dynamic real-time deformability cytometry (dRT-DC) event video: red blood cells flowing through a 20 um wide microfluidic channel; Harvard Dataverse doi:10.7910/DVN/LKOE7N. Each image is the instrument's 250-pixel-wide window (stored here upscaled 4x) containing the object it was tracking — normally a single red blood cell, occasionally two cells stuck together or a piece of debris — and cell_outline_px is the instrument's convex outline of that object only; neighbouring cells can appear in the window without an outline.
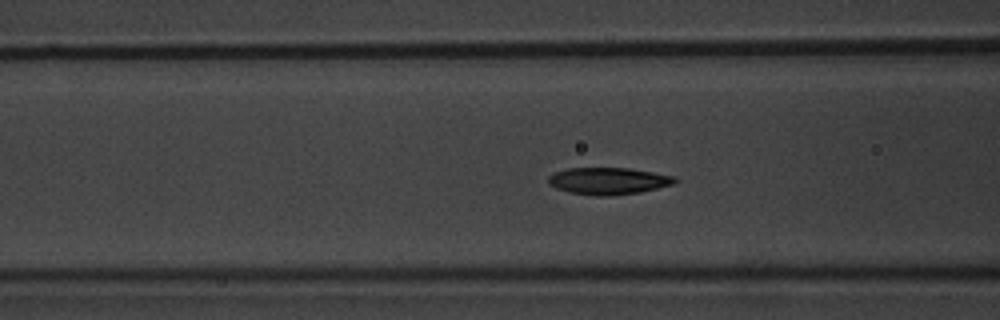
{"species": "common noctule bat (a hibernating species)", "species_latin": "Nyctalus noctula", "temperature_condition": "warm", "stored_images_in_passage": 54, "camera_frame_rate_fps": 3000, "um_per_image_px": 0.085, "animal": {"sex": "male", "body_mass_g": 20.1, "forearm_length_mm": 53.5}, "frame": {"image": 1, "passage_image": 21, "time_ms": 6.667, "image_size_px": [1000, 320], "cell_outline_px": [[680, 180], [672, 184], [640, 192], [612, 196], [592, 196], [568, 192], [556, 188], [548, 184], [548, 176], [556, 172], [568, 168], [628, 168], [676, 176]], "centroid_in_image_um": [51.7, 15.39], "position_along_channel_um": 114.9, "area_um2": 20.0}}
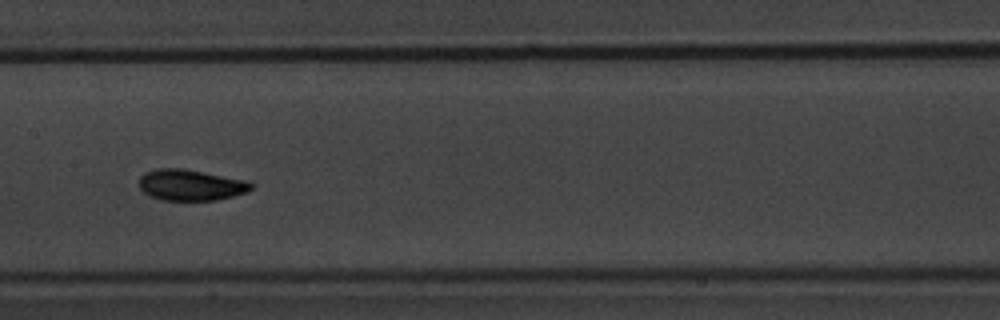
{"frame": {"image": 2, "passage_image": 27, "time_ms": 8.667, "image_size_px": [1000, 320], "cell_outline_px": [[256, 184], [248, 192], [216, 200], [160, 200], [148, 196], [140, 188], [140, 176], [144, 172], [156, 168], [184, 168], [252, 180]], "centroid_in_image_um": [16.27, 15.71], "position_along_channel_um": 191.1, "area_um2": 20.87}}
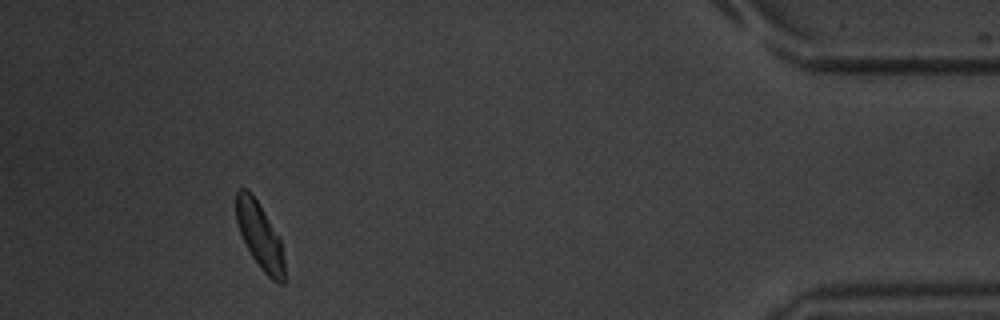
{"frame": {"image": 3, "passage_image": 49, "time_ms": 16.0, "image_size_px": [1000, 320], "cell_outline_px": [[284, 284], [280, 284], [272, 280], [260, 268], [252, 256], [240, 232], [236, 220], [236, 192], [240, 188], [248, 188], [252, 192], [280, 236], [284, 260]], "centroid_in_image_um": [22.09, 20.01], "position_along_channel_um": 413.1, "area_um2": 18.79}, "authors_computed_cell_mechanics": {"area_um2": 19.2474, "velocity_mm_per_s": 3.7991, "shape_relaxation_time_tau1_ms": 6.0311, "shape_relaxation_time_tau2_ms": 1.3212, "deformation_change_tau1": 0.238, "deformation_change_tau2": 0.0599}}